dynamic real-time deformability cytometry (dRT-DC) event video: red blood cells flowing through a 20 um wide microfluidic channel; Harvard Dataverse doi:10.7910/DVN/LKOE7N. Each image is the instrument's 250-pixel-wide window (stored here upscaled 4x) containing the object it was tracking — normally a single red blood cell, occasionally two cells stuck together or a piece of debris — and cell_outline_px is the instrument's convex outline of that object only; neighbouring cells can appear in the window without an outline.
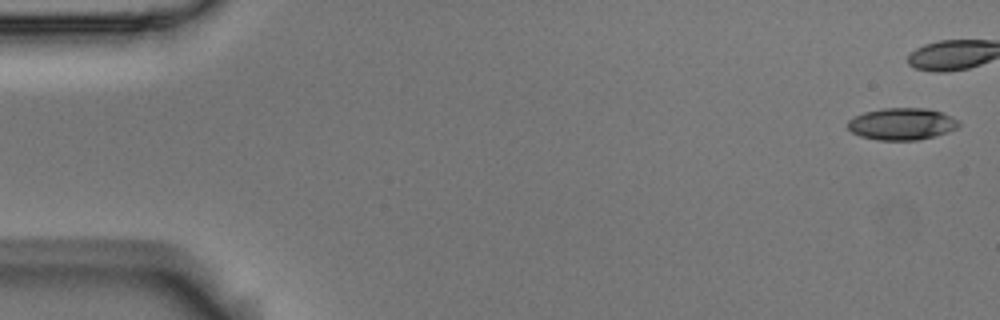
{"species": "Egyptian fruit bat (a non-hibernating species)", "species_latin": "Rousettus aegyptiacus", "temperature_condition": "room temperature", "stored_images_in_passage": 7, "camera_frame_rate_fps": 3000, "um_per_image_px": 0.085, "animal": {"sex": "male"}, "frame": {"image": 1, "passage_image": 1, "time_ms": 0.0, "image_size_px": [1000, 320], "cell_outline_px": [[960, 124], [956, 128], [932, 136], [916, 140], [880, 140], [860, 136], [852, 132], [848, 128], [848, 120], [864, 112], [884, 108], [928, 108], [940, 112], [960, 120]], "centroid_in_image_um": [76.64, 10.52], "position_along_channel_um": 8.4, "area_um2": 20.4}}
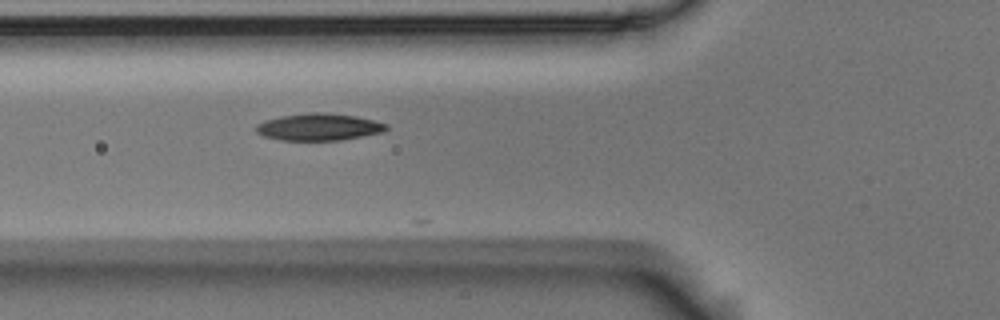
{"frame": {"image": 2, "passage_image": 7, "time_ms": 2.0, "image_size_px": [1000, 320], "cell_outline_px": [[388, 128], [384, 132], [340, 140], [280, 140], [264, 136], [256, 132], [256, 124], [264, 120], [280, 116], [312, 112], [320, 112], [356, 116], [388, 124]], "centroid_in_image_um": [27.09, 10.79], "position_along_channel_um": 98.7, "area_um2": 20.46}}